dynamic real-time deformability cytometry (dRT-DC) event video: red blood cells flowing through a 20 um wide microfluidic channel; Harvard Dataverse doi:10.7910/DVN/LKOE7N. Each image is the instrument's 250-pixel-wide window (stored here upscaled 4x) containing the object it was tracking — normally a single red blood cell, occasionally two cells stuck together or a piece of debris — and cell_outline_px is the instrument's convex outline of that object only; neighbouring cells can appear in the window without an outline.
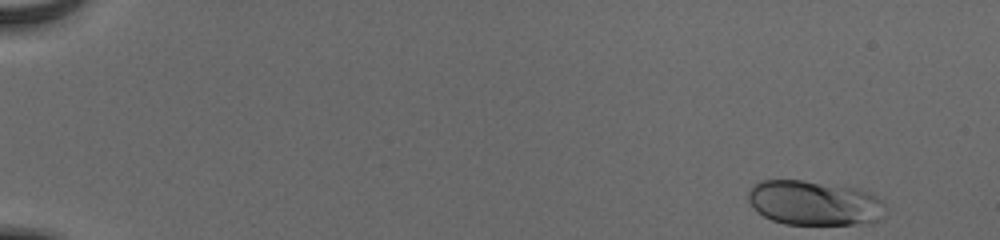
{"species": "human", "species_latin": "Homo sapiens", "temperature_condition": "cold", "stored_images_in_passage": 16, "camera_frame_rate_fps": 3000, "um_per_image_px": 0.085, "donor": {"sex": "male"}, "frame": {"image": 1, "passage_image": 1, "time_ms": 0.0, "image_size_px": [1000, 240], "cell_outline_px": [[884, 204], [880, 220], [872, 224], [784, 224], [772, 220], [756, 212], [748, 200], [748, 192], [760, 180], [804, 180], [860, 188], [884, 200]], "centroid_in_image_um": [69.23, 17.25], "position_along_channel_um": 15.8, "area_um2": 36.07}}
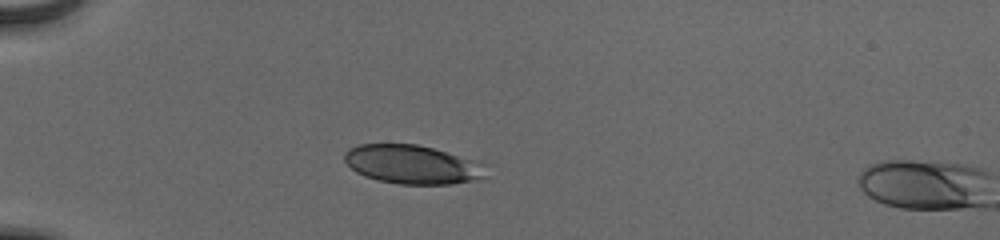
{"frame": {"image": 2, "passage_image": 14, "time_ms": 4.333, "image_size_px": [1000, 240], "cell_outline_px": [[488, 164], [484, 176], [476, 180], [452, 184], [400, 184], [376, 180], [364, 176], [356, 172], [344, 160], [344, 152], [348, 148], [360, 144], [416, 144], [480, 160]], "centroid_in_image_um": [35.09, 13.98], "position_along_channel_um": 49.9, "area_um2": 32.43}}